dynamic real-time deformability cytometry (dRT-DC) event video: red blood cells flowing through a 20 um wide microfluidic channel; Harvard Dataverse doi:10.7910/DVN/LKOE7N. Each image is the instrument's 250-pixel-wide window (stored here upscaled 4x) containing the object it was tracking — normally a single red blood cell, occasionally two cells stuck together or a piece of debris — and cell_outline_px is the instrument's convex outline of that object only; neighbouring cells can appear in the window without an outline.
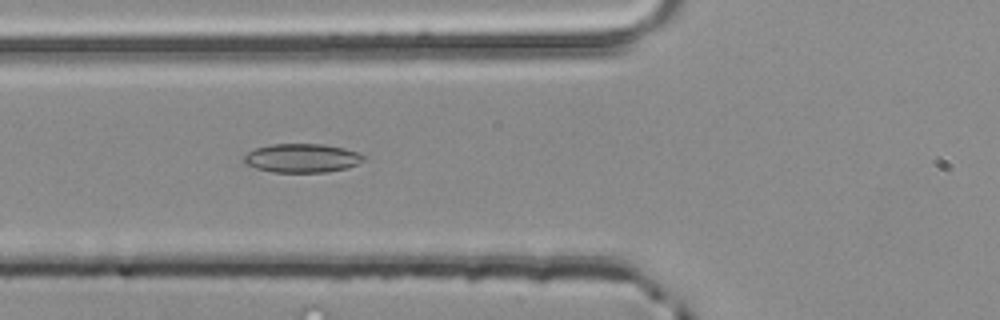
{"species": "common noctule bat (a hibernating species)", "species_latin": "Nyctalus noctula", "temperature_condition": "room temperature", "stored_images_in_passage": 3, "camera_frame_rate_fps": 3000, "um_per_image_px": 0.085, "animal": {"sex": "male", "body_mass_g": 20.4}, "frame": {"image": 1, "passage_image": 3, "time_ms": 0.667, "image_size_px": [1000, 320], "cell_outline_px": [[364, 160], [348, 168], [324, 172], [272, 172], [256, 168], [244, 164], [244, 156], [248, 152], [256, 148], [272, 144], [324, 144], [344, 148], [356, 152], [364, 156]], "centroid_in_image_um": [25.65, 13.44], "position_along_channel_um": 100.2, "area_um2": 20.0}}